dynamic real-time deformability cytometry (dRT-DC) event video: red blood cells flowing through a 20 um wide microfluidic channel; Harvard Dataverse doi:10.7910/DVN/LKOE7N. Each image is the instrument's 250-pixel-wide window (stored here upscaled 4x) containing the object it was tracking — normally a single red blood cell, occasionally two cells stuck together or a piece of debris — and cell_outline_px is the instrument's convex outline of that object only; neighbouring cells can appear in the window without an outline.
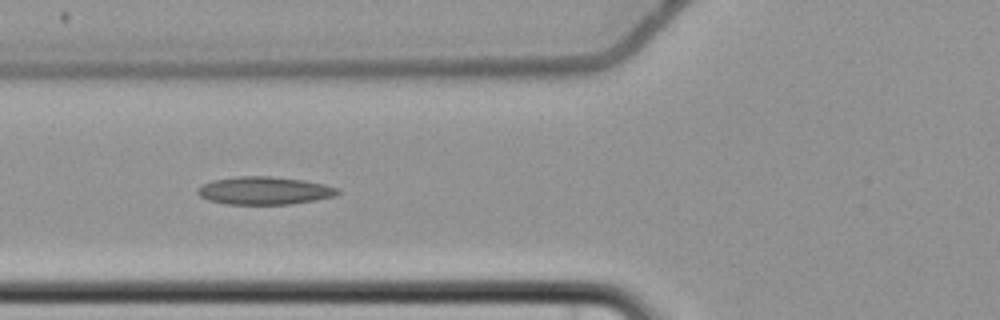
{"species": "common noctule bat (a hibernating species)", "species_latin": "Nyctalus noctula", "temperature_condition": "cold", "stored_images_in_passage": 4, "camera_frame_rate_fps": 3000, "um_per_image_px": 0.085, "animal": {"sex": "female", "body_mass_g": 22.7, "forearm_length_mm": 54.2}, "frame": {"image": 1, "passage_image": 3, "time_ms": 2.667, "image_size_px": [1000, 320], "cell_outline_px": [[340, 192], [336, 196], [292, 204], [228, 204], [208, 200], [200, 196], [196, 192], [196, 188], [212, 180], [236, 176], [272, 176], [304, 180], [324, 184], [340, 188]], "centroid_in_image_um": [22.48, 16.19], "position_along_channel_um": 103.3, "area_um2": 22.89}}
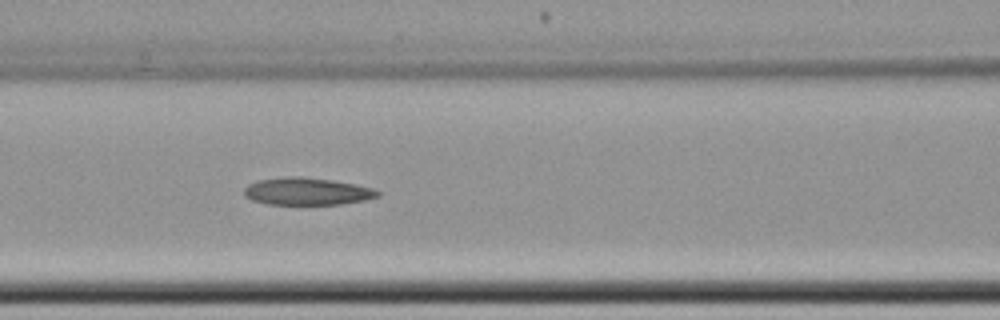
{"frame": {"image": 2, "passage_image": 4, "time_ms": 3.667, "image_size_px": [1000, 320], "cell_outline_px": [[380, 196], [364, 200], [340, 204], [268, 204], [252, 200], [244, 196], [244, 188], [248, 184], [260, 180], [288, 176], [300, 176], [332, 180], [356, 184], [372, 188], [380, 192]], "centroid_in_image_um": [26.09, 16.26], "position_along_channel_um": 140.5, "area_um2": 21.21}}